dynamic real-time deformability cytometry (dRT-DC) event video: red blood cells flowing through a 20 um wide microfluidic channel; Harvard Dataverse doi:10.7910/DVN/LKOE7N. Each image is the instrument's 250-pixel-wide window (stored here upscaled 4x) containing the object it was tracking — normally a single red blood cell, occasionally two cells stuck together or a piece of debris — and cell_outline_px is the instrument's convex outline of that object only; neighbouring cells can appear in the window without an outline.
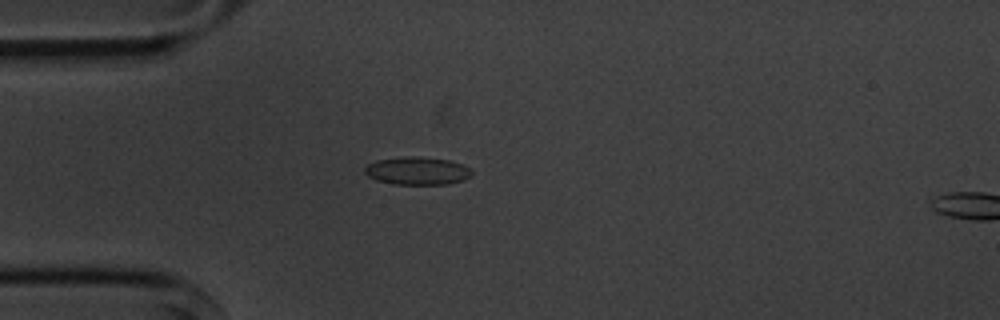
{"species": "common noctule bat (a hibernating species)", "species_latin": "Nyctalus noctula", "temperature_condition": "cold", "stored_images_in_passage": 3, "camera_frame_rate_fps": 3000, "um_per_image_px": 0.085, "animal": {"sex": "male", "body_mass_g": 20.1, "forearm_length_mm": 53.5}, "frame": {"image": 1, "passage_image": 2, "time_ms": 1.0, "image_size_px": [1000, 320], "cell_outline_px": [[472, 176], [464, 180], [448, 184], [392, 184], [376, 180], [368, 176], [364, 172], [364, 168], [368, 164], [376, 160], [404, 156], [420, 156], [448, 160], [460, 164], [468, 168], [472, 172]], "centroid_in_image_um": [35.44, 14.52], "position_along_channel_um": 49.6, "area_um2": 17.46}}